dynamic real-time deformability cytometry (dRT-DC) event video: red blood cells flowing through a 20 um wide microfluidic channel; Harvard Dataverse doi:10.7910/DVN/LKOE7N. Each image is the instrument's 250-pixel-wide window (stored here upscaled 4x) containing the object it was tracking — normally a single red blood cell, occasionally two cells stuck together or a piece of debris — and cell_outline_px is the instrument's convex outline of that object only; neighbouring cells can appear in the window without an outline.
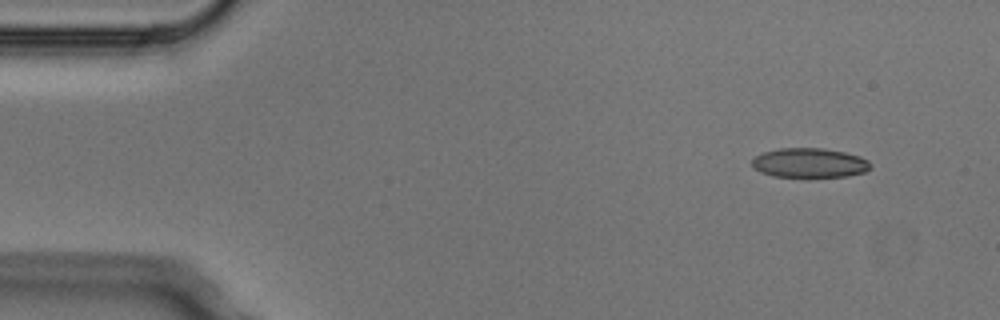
{"species": "Egyptian fruit bat (a non-hibernating species)", "species_latin": "Rousettus aegyptiacus", "temperature_condition": "cold", "stored_images_in_passage": 6, "camera_frame_rate_fps": 3000, "um_per_image_px": 0.085, "animal": {"sex": "male"}, "frame": {"image": 1, "passage_image": 1, "time_ms": 0.0, "image_size_px": [1000, 320], "cell_outline_px": [[872, 168], [864, 172], [848, 176], [772, 176], [760, 172], [752, 164], [752, 160], [756, 156], [764, 152], [780, 148], [820, 148], [844, 152], [860, 156], [868, 160], [872, 164]], "centroid_in_image_um": [68.85, 13.84], "position_along_channel_um": 16.2, "area_um2": 20.17}}
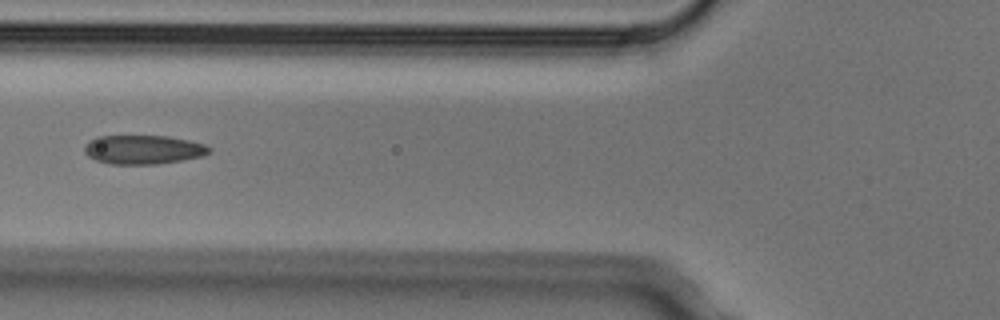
{"frame": {"image": 2, "passage_image": 5, "time_ms": 1.333, "image_size_px": [1000, 320], "cell_outline_px": [[212, 152], [204, 156], [156, 164], [108, 164], [96, 160], [88, 156], [84, 152], [84, 148], [88, 140], [96, 136], [168, 136], [188, 140], [204, 144], [212, 148]], "centroid_in_image_um": [12.17, 12.71], "position_along_channel_um": 113.6, "area_um2": 21.21}}
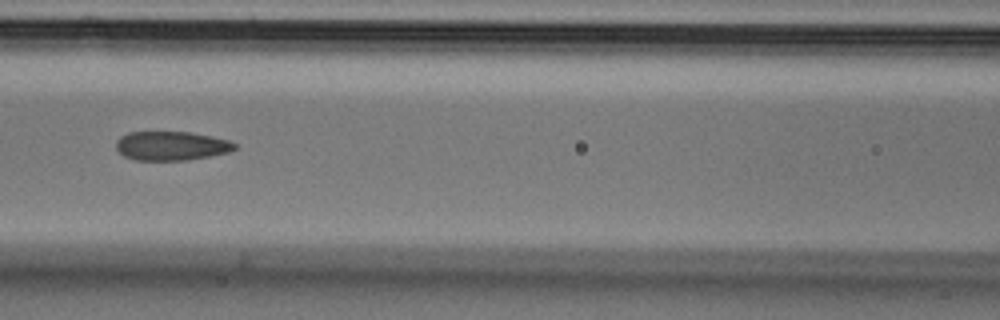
{"frame": {"image": 3, "passage_image": 6, "time_ms": 1.667, "image_size_px": [1000, 320], "cell_outline_px": [[236, 148], [228, 152], [188, 160], [136, 160], [124, 156], [116, 148], [116, 140], [120, 136], [128, 132], [188, 132], [212, 136], [228, 140], [236, 144]], "centroid_in_image_um": [14.54, 12.39], "position_along_channel_um": 152.1, "area_um2": 20.0}}